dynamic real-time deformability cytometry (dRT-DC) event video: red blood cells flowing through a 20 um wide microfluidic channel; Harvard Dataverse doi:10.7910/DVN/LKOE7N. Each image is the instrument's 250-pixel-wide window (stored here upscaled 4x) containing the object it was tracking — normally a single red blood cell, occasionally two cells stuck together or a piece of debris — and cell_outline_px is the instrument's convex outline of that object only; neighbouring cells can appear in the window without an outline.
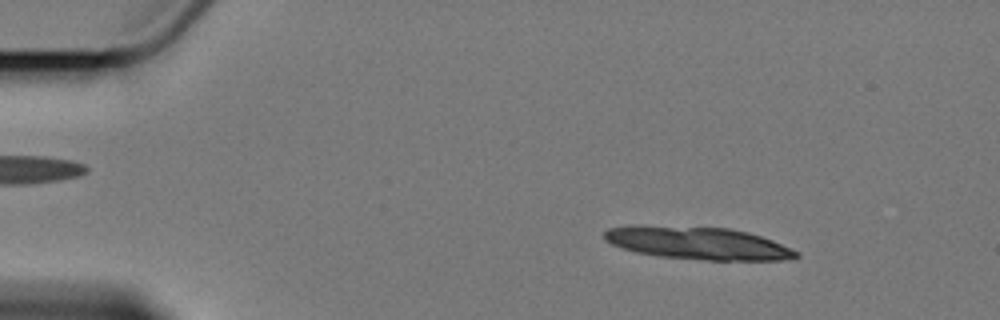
{"species": "Egyptian fruit bat (a non-hibernating species)", "species_latin": "Rousettus aegyptiacus", "temperature_condition": "cold", "stored_images_in_passage": 10, "camera_frame_rate_fps": 3000, "um_per_image_px": 0.085, "animal": {"sex": "female"}, "frame": {"image": 1, "passage_image": 1, "time_ms": 0.0, "image_size_px": [1000, 320], "cell_outline_px": [[800, 256], [796, 260], [704, 260], [660, 256], [636, 252], [612, 244], [604, 240], [604, 232], [608, 228], [640, 224], [728, 228], [748, 232], [772, 240], [792, 248], [800, 252]], "centroid_in_image_um": [59.35, 20.66], "position_along_channel_um": 25.6, "area_um2": 36.88}}
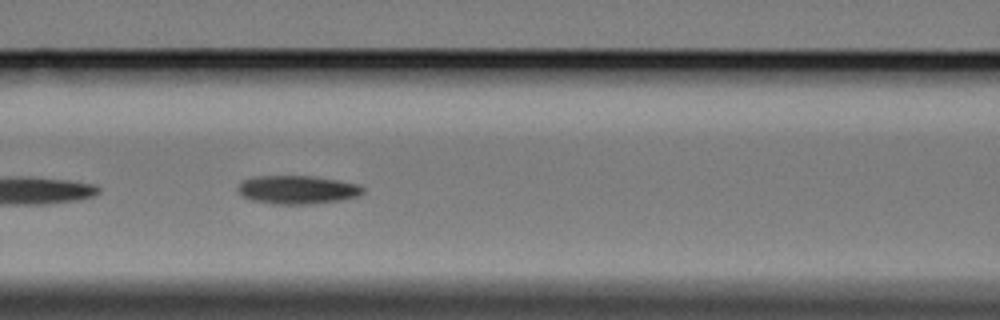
{"frame": {"image": 2, "passage_image": 6, "time_ms": 6.0, "image_size_px": [1000, 320], "cell_outline_px": [[364, 192], [356, 196], [340, 200], [308, 204], [272, 204], [252, 200], [244, 196], [236, 188], [240, 180], [252, 176], [312, 176], [340, 180], [360, 184], [364, 188]], "centroid_in_image_um": [25.25, 16.11], "position_along_channel_um": 141.3, "area_um2": 20.87}}
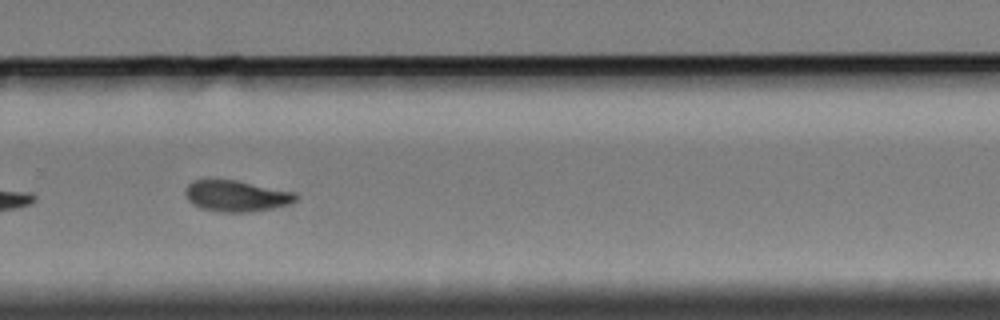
{"frame": {"image": 3, "passage_image": 10, "time_ms": 11.0, "image_size_px": [1000, 320], "cell_outline_px": [[300, 196], [292, 204], [252, 212], [216, 212], [200, 208], [192, 204], [188, 200], [184, 192], [188, 184], [196, 180], [236, 180], [296, 192]], "centroid_in_image_um": [20.12, 16.67], "position_along_channel_um": 309.7, "area_um2": 20.29}}